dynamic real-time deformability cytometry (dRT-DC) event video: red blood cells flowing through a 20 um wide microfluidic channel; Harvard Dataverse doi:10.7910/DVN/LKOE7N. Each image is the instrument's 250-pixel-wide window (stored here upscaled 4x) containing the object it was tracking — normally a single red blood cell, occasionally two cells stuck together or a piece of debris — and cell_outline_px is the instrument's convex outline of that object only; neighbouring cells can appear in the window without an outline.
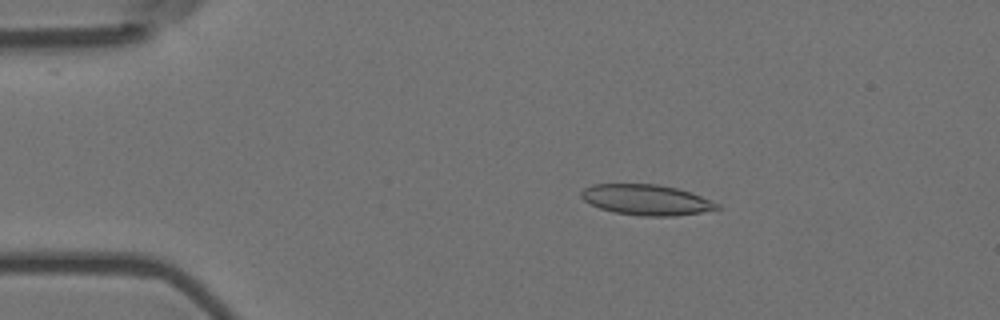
{"species": "Egyptian fruit bat (a non-hibernating species)", "species_latin": "Rousettus aegyptiacus", "temperature_condition": "room temperature", "stored_images_in_passage": 3, "camera_frame_rate_fps": 3000, "um_per_image_px": 0.085, "animal": {"sex": "female"}, "frame": {"image": 1, "passage_image": 2, "time_ms": 0.333, "image_size_px": [1000, 320], "cell_outline_px": [[720, 208], [700, 212], [676, 216], [640, 216], [616, 212], [600, 208], [584, 200], [580, 196], [580, 192], [584, 188], [592, 184], [656, 184], [676, 188], [700, 196], [720, 204]], "centroid_in_image_um": [54.92, 16.98], "position_along_channel_um": 30.1, "area_um2": 23.93}}